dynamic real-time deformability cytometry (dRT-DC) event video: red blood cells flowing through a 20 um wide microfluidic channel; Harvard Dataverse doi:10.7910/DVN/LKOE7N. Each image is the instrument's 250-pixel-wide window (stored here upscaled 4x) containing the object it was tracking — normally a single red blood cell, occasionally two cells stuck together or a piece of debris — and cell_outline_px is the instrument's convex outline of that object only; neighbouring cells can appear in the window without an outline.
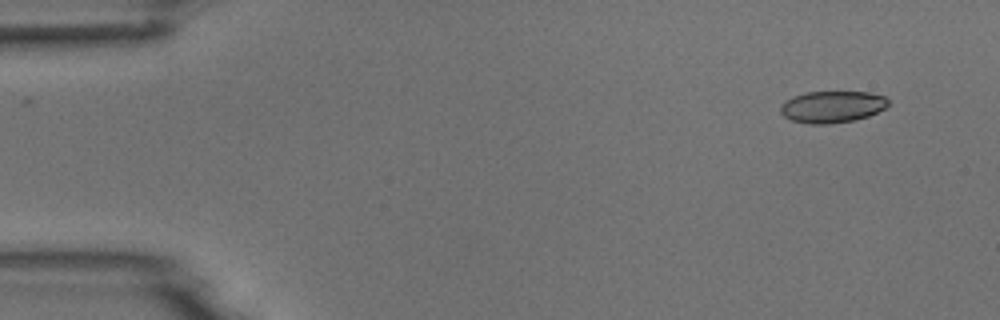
{"species": "common noctule bat (a hibernating species)", "species_latin": "Nyctalus noctula", "temperature_condition": "room temperature", "stored_images_in_passage": 6, "camera_frame_rate_fps": 3000, "um_per_image_px": 0.085, "animal": {"sex": "male", "body_mass_g": 18.8}, "frame": {"image": 1, "passage_image": 1, "time_ms": 0.0, "image_size_px": [1000, 320], "cell_outline_px": [[888, 104], [884, 108], [868, 116], [852, 120], [828, 124], [808, 124], [792, 120], [784, 116], [780, 112], [780, 104], [784, 100], [792, 96], [804, 92], [868, 92], [884, 96], [888, 100]], "centroid_in_image_um": [70.67, 9.07], "position_along_channel_um": 14.3, "area_um2": 19.94}}
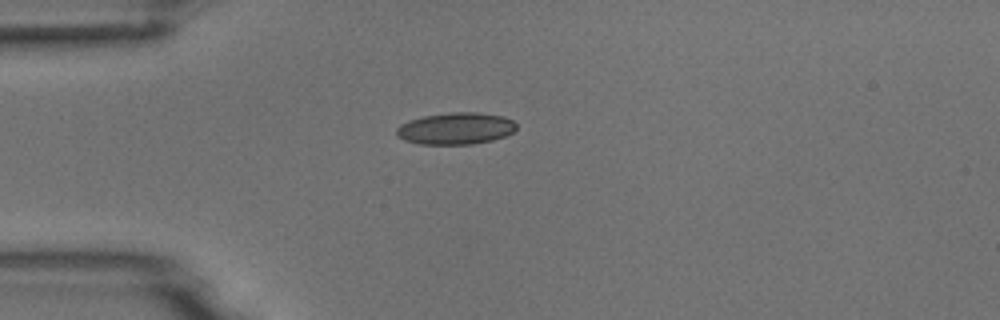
{"frame": {"image": 2, "passage_image": 4, "time_ms": 3.333, "image_size_px": [1000, 320], "cell_outline_px": [[516, 128], [512, 132], [504, 136], [492, 140], [472, 144], [420, 144], [404, 140], [396, 136], [396, 128], [400, 124], [408, 120], [424, 116], [452, 112], [476, 112], [504, 116], [512, 120], [516, 124]], "centroid_in_image_um": [38.71, 10.92], "position_along_channel_um": 46.3, "area_um2": 22.25}}